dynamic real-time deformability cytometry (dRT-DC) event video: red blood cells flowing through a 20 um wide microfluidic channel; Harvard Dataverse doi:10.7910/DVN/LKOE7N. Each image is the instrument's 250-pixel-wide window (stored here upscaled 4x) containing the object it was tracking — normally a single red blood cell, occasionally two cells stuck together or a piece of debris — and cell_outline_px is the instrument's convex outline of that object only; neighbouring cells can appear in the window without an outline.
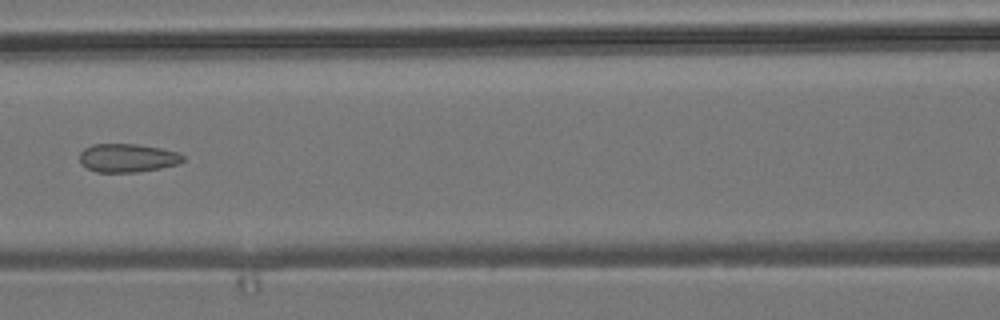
{"species": "common noctule bat (a hibernating species)", "species_latin": "Nyctalus noctula", "temperature_condition": "room temperature", "stored_images_in_passage": 7, "camera_frame_rate_fps": 3000, "um_per_image_px": 0.085, "animal": {"sex": "male", "body_mass_g": 19.2, "forearm_length_mm": 51.8}, "frame": {"image": 1, "passage_image": 7, "time_ms": 7.0, "image_size_px": [1000, 320], "cell_outline_px": [[184, 160], [180, 164], [160, 168], [136, 172], [96, 172], [80, 164], [80, 152], [84, 148], [92, 144], [136, 144], [160, 148], [180, 152], [184, 156]], "centroid_in_image_um": [10.85, 13.42], "position_along_channel_um": 155.7, "area_um2": 17.28}}